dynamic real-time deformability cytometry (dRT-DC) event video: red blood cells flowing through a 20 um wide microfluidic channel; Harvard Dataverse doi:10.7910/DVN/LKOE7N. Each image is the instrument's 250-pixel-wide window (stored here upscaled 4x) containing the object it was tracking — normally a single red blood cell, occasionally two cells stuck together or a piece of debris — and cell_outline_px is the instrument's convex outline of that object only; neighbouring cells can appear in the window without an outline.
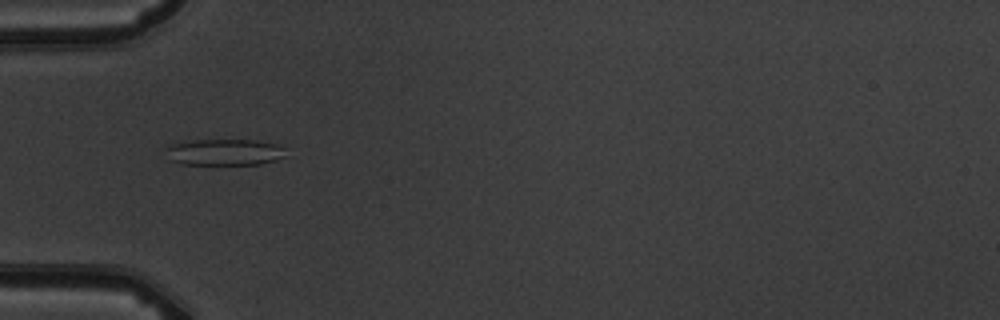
{"species": "common noctule bat (a hibernating species)", "species_latin": "Nyctalus noctula", "temperature_condition": "warm", "stored_images_in_passage": 7, "camera_frame_rate_fps": 3000, "um_per_image_px": 0.085, "animal": {"sex": "male", "body_mass_g": 19.5, "forearm_length_mm": 54.6}, "frame": {"image": 1, "passage_image": 6, "time_ms": 5.667, "image_size_px": [1000, 320], "cell_outline_px": [[284, 156], [276, 160], [260, 164], [184, 164], [168, 160], [164, 148], [172, 144], [192, 140], [256, 140], [276, 144], [284, 148]], "centroid_in_image_um": [19.03, 12.93], "position_along_channel_um": 66.0, "area_um2": 18.44}}
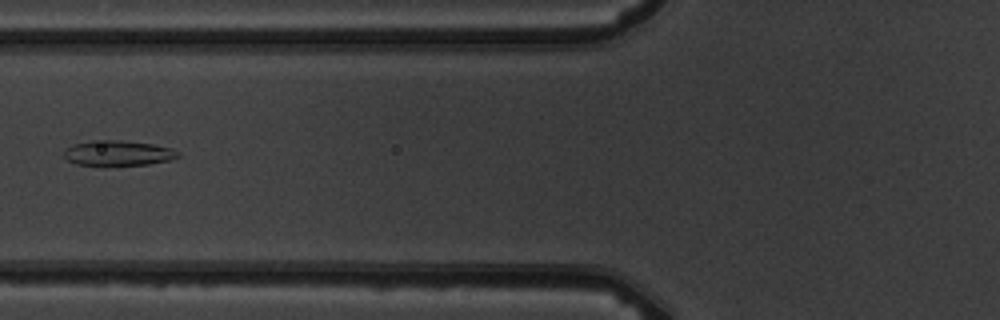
{"frame": {"image": 2, "passage_image": 7, "time_ms": 7.0, "image_size_px": [1000, 320], "cell_outline_px": [[180, 156], [172, 160], [148, 164], [76, 164], [68, 160], [64, 156], [64, 148], [72, 144], [92, 140], [120, 140], [152, 144], [172, 148], [180, 152]], "centroid_in_image_um": [10.05, 12.99], "position_along_channel_um": 115.7, "area_um2": 16.59}}